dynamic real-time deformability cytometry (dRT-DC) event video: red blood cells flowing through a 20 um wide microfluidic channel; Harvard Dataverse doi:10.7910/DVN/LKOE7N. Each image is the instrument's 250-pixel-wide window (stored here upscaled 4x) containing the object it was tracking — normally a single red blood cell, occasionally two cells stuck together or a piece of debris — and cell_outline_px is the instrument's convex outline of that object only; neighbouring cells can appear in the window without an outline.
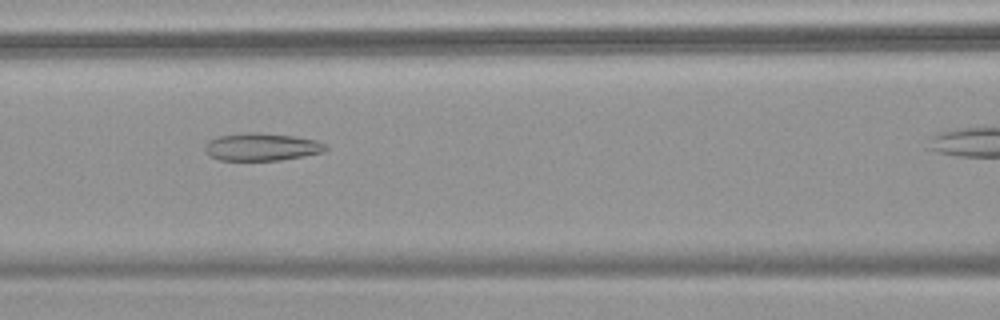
{"species": "common noctule bat (a hibernating species)", "species_latin": "Nyctalus noctula", "temperature_condition": "warm", "stored_images_in_passage": 28, "camera_frame_rate_fps": 3000, "um_per_image_px": 0.085, "animal": {"sex": "female", "body_mass_g": 18.4}, "frame": {"image": 1, "passage_image": 8, "time_ms": 2.333, "image_size_px": [1000, 320], "cell_outline_px": [[328, 148], [324, 152], [304, 156], [280, 160], [220, 160], [208, 156], [204, 152], [204, 144], [208, 140], [216, 136], [248, 132], [252, 132], [292, 136], [316, 140], [324, 144]], "centroid_in_image_um": [22.17, 12.49], "position_along_channel_um": 144.4, "area_um2": 19.54}}
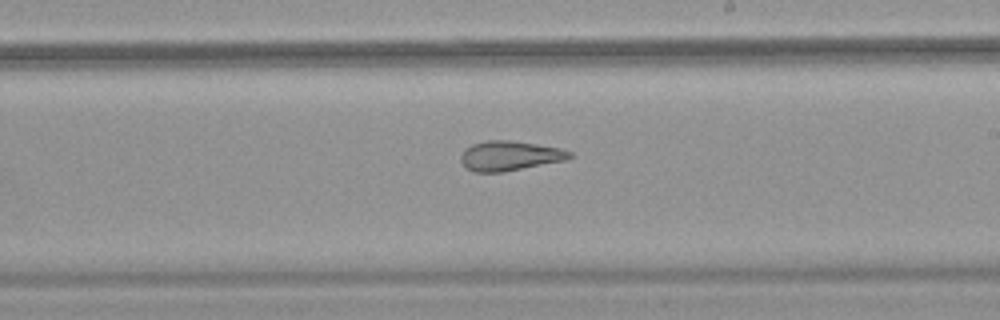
{"frame": {"image": 2, "passage_image": 16, "time_ms": 5.0, "image_size_px": [1000, 320], "cell_outline_px": [[576, 156], [568, 160], [504, 172], [472, 172], [460, 160], [460, 156], [464, 148], [472, 144], [488, 140], [508, 140], [536, 144], [560, 148], [572, 152]], "centroid_in_image_um": [43.36, 13.25], "position_along_channel_um": 245.6, "area_um2": 19.07}}
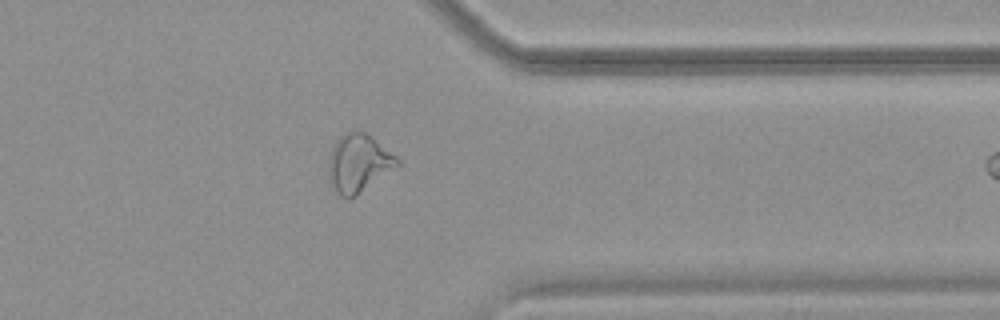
{"frame": {"image": 3, "passage_image": 27, "time_ms": 8.667, "image_size_px": [1000, 320], "cell_outline_px": [[400, 164], [396, 168], [356, 196], [340, 196], [328, 184], [328, 160], [332, 148], [336, 140], [344, 132], [364, 132], [396, 156], [400, 160]], "centroid_in_image_um": [30.44, 13.9], "position_along_channel_um": 381.0, "area_um2": 23.12}}